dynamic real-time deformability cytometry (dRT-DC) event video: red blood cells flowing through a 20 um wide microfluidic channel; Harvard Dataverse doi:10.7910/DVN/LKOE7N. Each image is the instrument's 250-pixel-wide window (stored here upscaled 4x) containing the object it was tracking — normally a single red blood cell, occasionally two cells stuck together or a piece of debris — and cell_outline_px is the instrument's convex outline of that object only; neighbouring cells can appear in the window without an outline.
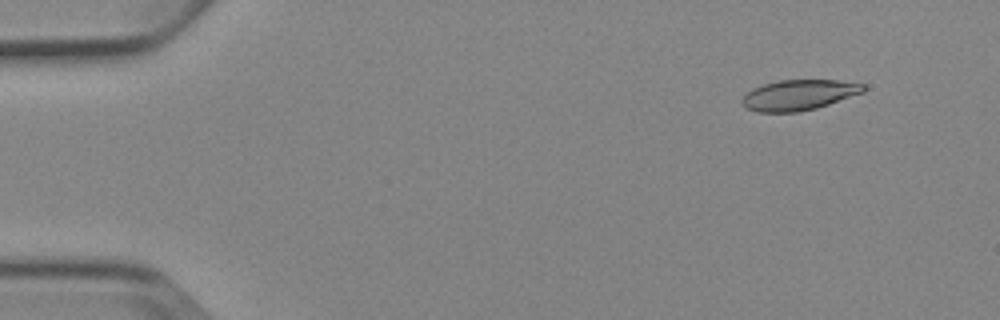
{"species": "Egyptian fruit bat (a non-hibernating species)", "species_latin": "Rousettus aegyptiacus", "temperature_condition": "cold", "stored_images_in_passage": 5, "camera_frame_rate_fps": 3000, "um_per_image_px": 0.085, "animal": {"sex": "female"}, "frame": {"image": 1, "passage_image": 2, "time_ms": 1.333, "image_size_px": [1000, 320], "cell_outline_px": [[868, 88], [864, 92], [816, 108], [800, 112], [756, 112], [748, 108], [740, 100], [752, 88], [776, 80], [840, 80], [864, 84]], "centroid_in_image_um": [67.92, 8.06], "position_along_channel_um": 17.1, "area_um2": 21.56}}
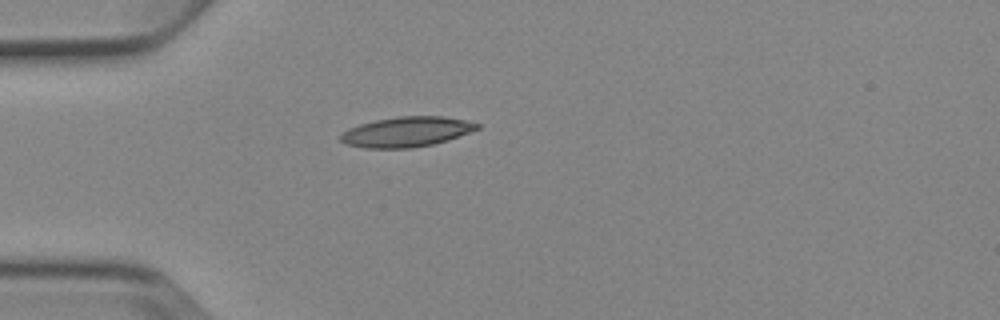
{"frame": {"image": 2, "passage_image": 5, "time_ms": 4.667, "image_size_px": [1000, 320], "cell_outline_px": [[480, 128], [448, 140], [432, 144], [412, 148], [364, 148], [348, 144], [340, 140], [340, 136], [348, 128], [360, 124], [376, 120], [396, 116], [444, 116], [464, 120], [480, 124]], "centroid_in_image_um": [34.56, 11.2], "position_along_channel_um": 50.4, "area_um2": 23.81}}